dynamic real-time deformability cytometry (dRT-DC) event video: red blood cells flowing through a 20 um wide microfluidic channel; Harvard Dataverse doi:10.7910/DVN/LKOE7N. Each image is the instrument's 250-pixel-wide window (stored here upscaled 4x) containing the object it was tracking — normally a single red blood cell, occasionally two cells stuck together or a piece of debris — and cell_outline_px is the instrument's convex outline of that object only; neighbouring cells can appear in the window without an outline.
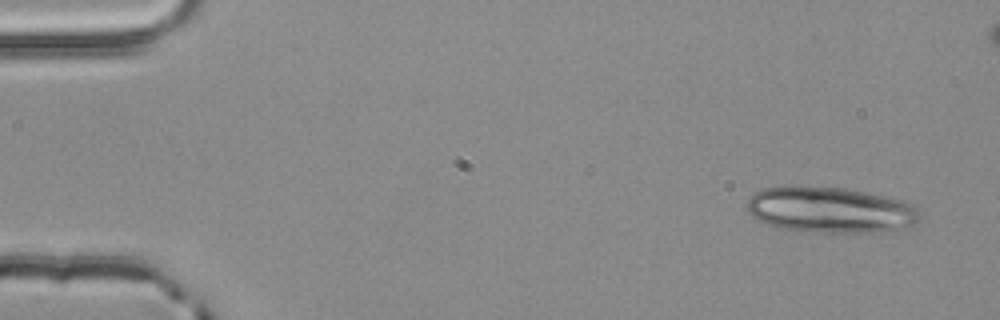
{"species": "common noctule bat (a hibernating species)", "species_latin": "Nyctalus noctula", "temperature_condition": "room temperature", "stored_images_in_passage": 32, "segment_of_instrument_passage": [1, 2], "camera_frame_rate_fps": 3000, "um_per_image_px": 0.085, "animal": {"sex": "male", "body_mass_g": 20.4}, "frame": {"image": 1, "passage_image": 1, "time_ms": 0.0, "image_size_px": [1000, 320], "cell_outline_px": [[920, 220], [916, 224], [900, 228], [880, 232], [800, 232], [776, 228], [764, 224], [756, 220], [748, 212], [744, 204], [760, 188], [792, 184], [800, 184], [844, 188], [904, 200], [920, 208]], "centroid_in_image_um": [70.5, 17.83], "position_along_channel_um": 14.5, "area_um2": 47.57}}